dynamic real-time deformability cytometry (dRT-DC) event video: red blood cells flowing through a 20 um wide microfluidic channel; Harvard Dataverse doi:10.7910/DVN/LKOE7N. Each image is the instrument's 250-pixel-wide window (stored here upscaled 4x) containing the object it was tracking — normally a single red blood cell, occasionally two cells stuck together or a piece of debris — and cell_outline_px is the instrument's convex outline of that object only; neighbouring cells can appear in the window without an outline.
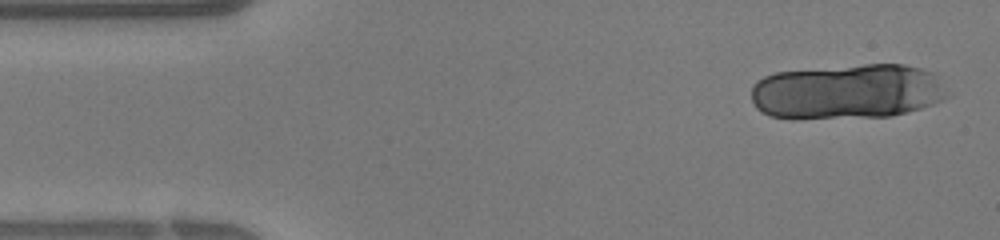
{"species": "human", "species_latin": "Homo sapiens", "temperature_condition": "warm", "stored_images_in_passage": 27, "camera_frame_rate_fps": 3000, "um_per_image_px": 0.085, "donor": {"sex": "female"}, "frame": {"image": 1, "passage_image": 1, "time_ms": 0.0, "image_size_px": [1000, 240], "cell_outline_px": [[952, 96], [932, 104], [908, 112], [892, 116], [792, 120], [768, 116], [760, 112], [756, 108], [752, 100], [752, 84], [756, 80], [764, 76], [776, 72], [864, 64], [904, 64], [936, 72], [940, 76]], "centroid_in_image_um": [72.05, 7.8], "position_along_channel_um": 12.9, "area_um2": 64.5}}
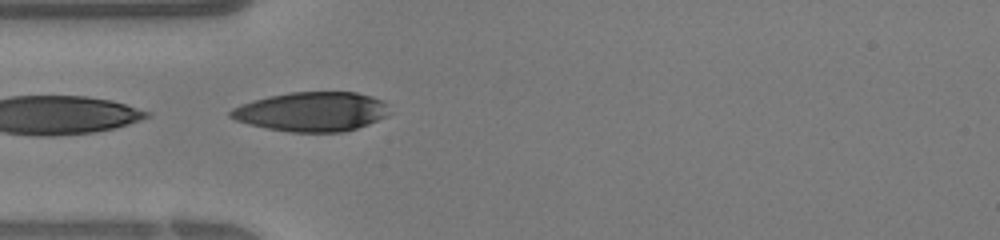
{"frame": {"image": 2, "passage_image": 10, "time_ms": 3.0, "image_size_px": [1000, 240], "cell_outline_px": [[392, 112], [388, 116], [368, 124], [344, 132], [292, 132], [268, 128], [248, 124], [236, 120], [228, 116], [228, 112], [232, 108], [240, 104], [252, 100], [268, 96], [292, 92], [356, 92], [372, 96], [384, 100], [388, 104]], "centroid_in_image_um": [26.54, 9.48], "position_along_channel_um": 58.5, "area_um2": 36.82}}
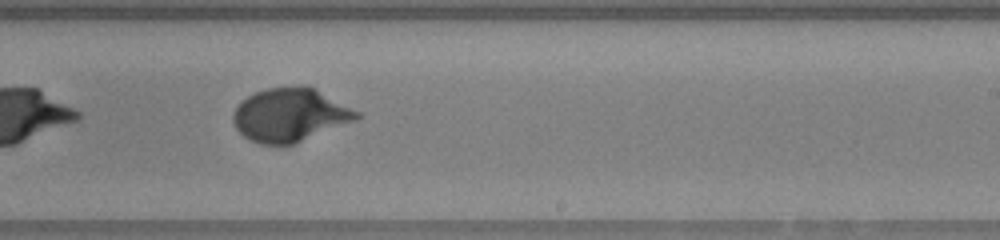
{"frame": {"image": 3, "passage_image": 22, "time_ms": 7.0, "image_size_px": [1000, 240], "cell_outline_px": [[364, 116], [356, 120], [292, 144], [260, 144], [244, 136], [236, 128], [232, 120], [232, 116], [236, 108], [248, 96], [256, 92], [268, 88], [304, 84], [316, 88], [360, 112]], "centroid_in_image_um": [24.69, 9.74], "position_along_channel_um": 264.3, "area_um2": 38.32}}